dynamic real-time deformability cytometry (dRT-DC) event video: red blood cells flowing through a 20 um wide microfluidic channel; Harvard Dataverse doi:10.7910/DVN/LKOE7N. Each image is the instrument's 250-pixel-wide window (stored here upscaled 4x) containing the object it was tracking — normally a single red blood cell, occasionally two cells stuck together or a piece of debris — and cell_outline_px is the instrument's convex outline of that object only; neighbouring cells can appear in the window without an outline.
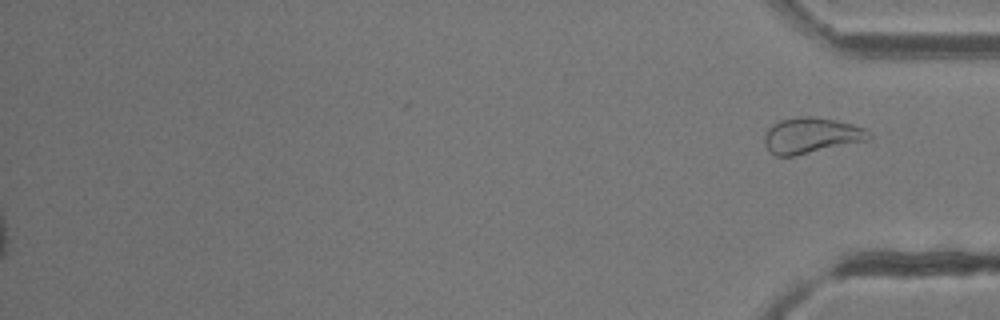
{"species": "common noctule bat (a hibernating species)", "species_latin": "Nyctalus noctula", "temperature_condition": "room temperature", "stored_images_in_passage": 33, "segment_of_instrument_passage": [2, 2], "camera_frame_rate_fps": 3000, "um_per_image_px": 0.085, "animal": {"sex": "female"}, "frame": {"image": 1, "passage_image": 33, "time_ms": 10.667, "image_size_px": [1000, 320], "cell_outline_px": [[872, 136], [868, 140], [792, 156], [776, 156], [764, 144], [764, 136], [768, 128], [772, 124], [780, 120], [800, 116], [812, 116], [836, 120], [852, 124], [864, 128], [872, 132]], "centroid_in_image_um": [68.96, 11.5], "position_along_channel_um": 366.2, "area_um2": 21.68}}